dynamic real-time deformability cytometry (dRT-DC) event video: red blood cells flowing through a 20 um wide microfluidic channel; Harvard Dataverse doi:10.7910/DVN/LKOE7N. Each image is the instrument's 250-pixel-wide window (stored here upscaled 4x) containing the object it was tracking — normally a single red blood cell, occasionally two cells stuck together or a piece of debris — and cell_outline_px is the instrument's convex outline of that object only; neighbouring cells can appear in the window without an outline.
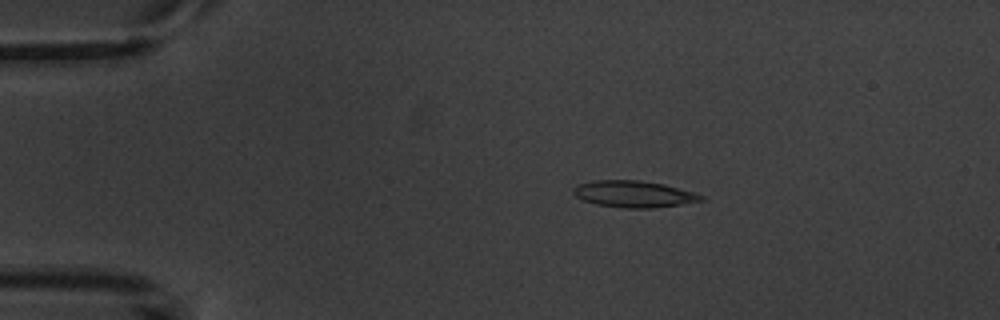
{"species": "common noctule bat (a hibernating species)", "species_latin": "Nyctalus noctula", "temperature_condition": "warm", "stored_images_in_passage": 4, "camera_frame_rate_fps": 3000, "um_per_image_px": 0.085, "animal": {"sex": "male", "body_mass_g": 20.1, "forearm_length_mm": 53.5}, "frame": {"image": 1, "passage_image": 3, "time_ms": 2.333, "image_size_px": [1000, 320], "cell_outline_px": [[708, 200], [652, 208], [628, 208], [596, 204], [584, 200], [576, 196], [572, 192], [572, 188], [576, 184], [592, 180], [640, 180], [664, 184], [692, 192], [704, 196]], "centroid_in_image_um": [53.85, 16.48], "position_along_channel_um": 31.1, "area_um2": 19.83}}